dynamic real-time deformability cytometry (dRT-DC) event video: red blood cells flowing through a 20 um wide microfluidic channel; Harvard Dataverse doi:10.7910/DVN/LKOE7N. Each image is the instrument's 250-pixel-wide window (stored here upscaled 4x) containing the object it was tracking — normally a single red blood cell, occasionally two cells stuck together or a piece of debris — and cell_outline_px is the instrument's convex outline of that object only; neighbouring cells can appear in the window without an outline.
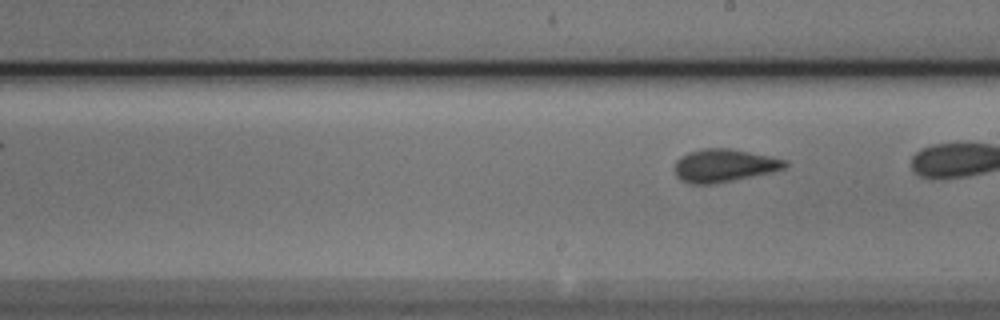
{"species": "Egyptian fruit bat (a non-hibernating species)", "species_latin": "Rousettus aegyptiacus", "temperature_condition": "cold", "stored_images_in_passage": 6, "segment_of_instrument_passage": [2, 2], "camera_frame_rate_fps": 3000, "um_per_image_px": 0.085, "animal": {"sex": "male"}, "frame": {"image": 1, "passage_image": 6, "time_ms": 1.667, "image_size_px": [1000, 320], "cell_outline_px": [[788, 164], [784, 168], [772, 172], [712, 184], [688, 184], [680, 180], [676, 176], [676, 160], [688, 152], [704, 148], [728, 148], [788, 160]], "centroid_in_image_um": [61.53, 14.07], "position_along_channel_um": 227.5, "area_um2": 20.98}}